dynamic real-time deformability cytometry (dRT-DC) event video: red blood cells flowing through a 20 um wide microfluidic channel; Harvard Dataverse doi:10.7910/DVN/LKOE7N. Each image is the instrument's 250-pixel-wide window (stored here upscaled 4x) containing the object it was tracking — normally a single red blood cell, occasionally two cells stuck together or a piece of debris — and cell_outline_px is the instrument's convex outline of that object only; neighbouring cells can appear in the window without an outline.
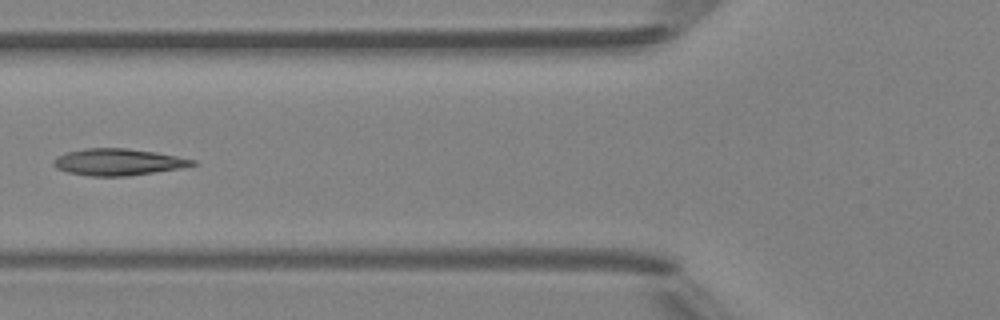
{"species": "Egyptian fruit bat (a non-hibernating species)", "species_latin": "Rousettus aegyptiacus", "temperature_condition": "room temperature", "stored_images_in_passage": 4, "camera_frame_rate_fps": 3000, "um_per_image_px": 0.085, "animal": {"sex": "female"}, "frame": {"image": 1, "passage_image": 3, "time_ms": 2.333, "image_size_px": [1000, 320], "cell_outline_px": [[196, 164], [184, 168], [128, 176], [88, 176], [68, 172], [56, 168], [52, 164], [52, 160], [56, 156], [68, 152], [88, 148], [124, 148], [156, 152], [196, 160]], "centroid_in_image_um": [10.04, 13.78], "position_along_channel_um": 115.8, "area_um2": 21.68}}
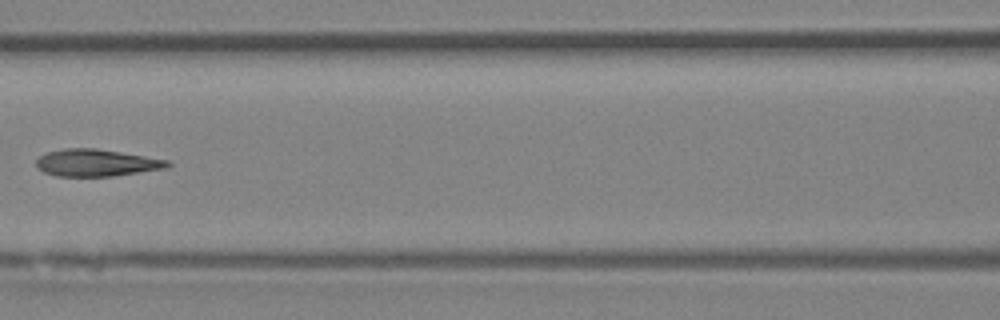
{"frame": {"image": 2, "passage_image": 4, "time_ms": 3.333, "image_size_px": [1000, 320], "cell_outline_px": [[172, 164], [168, 168], [112, 176], [56, 176], [44, 172], [36, 168], [36, 160], [40, 156], [48, 152], [64, 148], [96, 148], [168, 160]], "centroid_in_image_um": [8.18, 13.84], "position_along_channel_um": 158.4, "area_um2": 20.69}}